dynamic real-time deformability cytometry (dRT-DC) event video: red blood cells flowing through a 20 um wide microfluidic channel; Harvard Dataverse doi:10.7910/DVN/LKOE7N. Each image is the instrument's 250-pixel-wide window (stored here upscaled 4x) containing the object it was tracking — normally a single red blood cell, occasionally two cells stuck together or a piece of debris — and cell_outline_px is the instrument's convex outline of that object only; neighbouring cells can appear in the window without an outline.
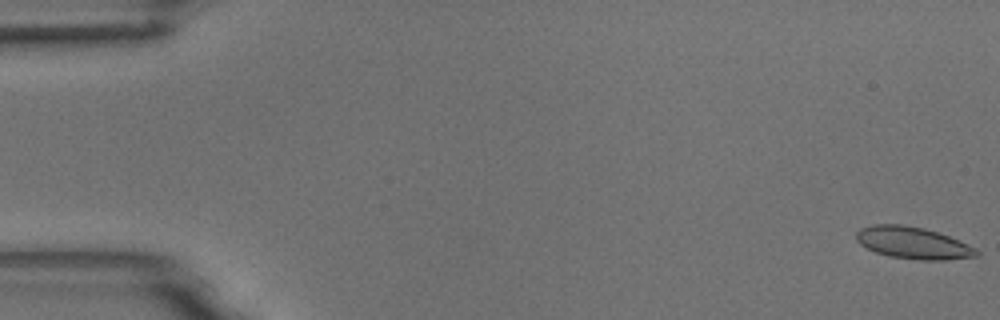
{"species": "common noctule bat (a hibernating species)", "species_latin": "Nyctalus noctula", "temperature_condition": "room temperature", "stored_images_in_passage": 55, "camera_frame_rate_fps": 3000, "um_per_image_px": 0.085, "animal": {"sex": "male", "body_mass_g": 18.8}, "frame": {"image": 1, "passage_image": 1, "time_ms": 0.0, "image_size_px": [1000, 320], "cell_outline_px": [[980, 256], [948, 260], [916, 260], [888, 256], [876, 252], [860, 244], [856, 240], [856, 232], [860, 228], [872, 224], [900, 224], [924, 228], [948, 236], [968, 244], [976, 248], [980, 252]], "centroid_in_image_um": [77.62, 20.65], "position_along_channel_um": 7.4, "area_um2": 22.54}}
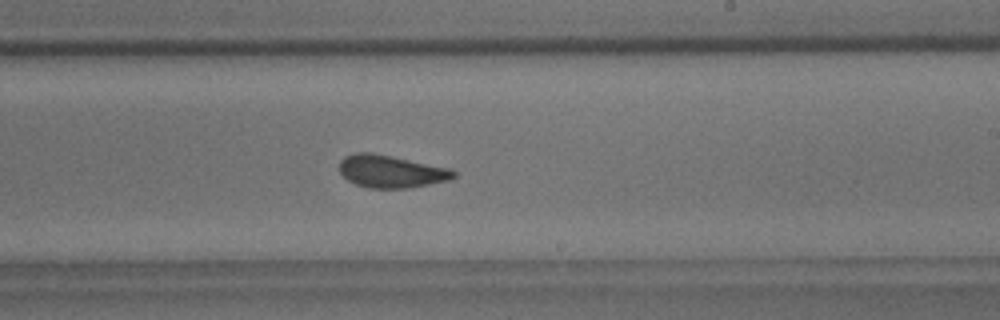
{"frame": {"image": 2, "passage_image": 33, "time_ms": 10.667, "image_size_px": [1000, 320], "cell_outline_px": [[456, 176], [448, 180], [408, 188], [368, 188], [356, 184], [348, 180], [340, 172], [340, 160], [344, 156], [356, 152], [372, 152], [452, 168], [456, 172]], "centroid_in_image_um": [33.24, 14.56], "position_along_channel_um": 255.8, "area_um2": 21.73}}
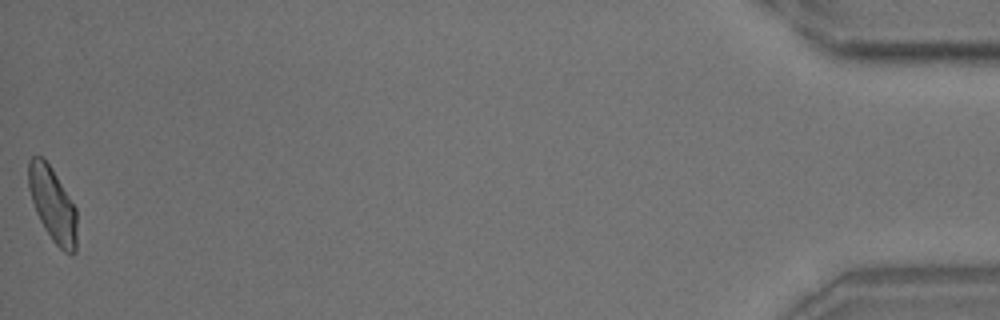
{"frame": {"image": 3, "passage_image": 55, "time_ms": 18.0, "image_size_px": [1000, 320], "cell_outline_px": [[76, 252], [72, 256], [64, 252], [52, 240], [44, 228], [36, 212], [28, 188], [28, 160], [32, 156], [40, 156], [52, 168], [76, 208]], "centroid_in_image_um": [4.47, 17.4], "position_along_channel_um": 430.7, "area_um2": 20.92}, "authors_computed_cell_mechanics": {"area_um2": 21.7328, "velocity_mm_per_s": 3.703, "shape_relaxation_time_tau1_ms": 5.7312, "shape_relaxation_time_tau2_ms": 1.6001, "deformation_change_tau1": 0.1224, "deformation_change_tau2": 0.0796}}